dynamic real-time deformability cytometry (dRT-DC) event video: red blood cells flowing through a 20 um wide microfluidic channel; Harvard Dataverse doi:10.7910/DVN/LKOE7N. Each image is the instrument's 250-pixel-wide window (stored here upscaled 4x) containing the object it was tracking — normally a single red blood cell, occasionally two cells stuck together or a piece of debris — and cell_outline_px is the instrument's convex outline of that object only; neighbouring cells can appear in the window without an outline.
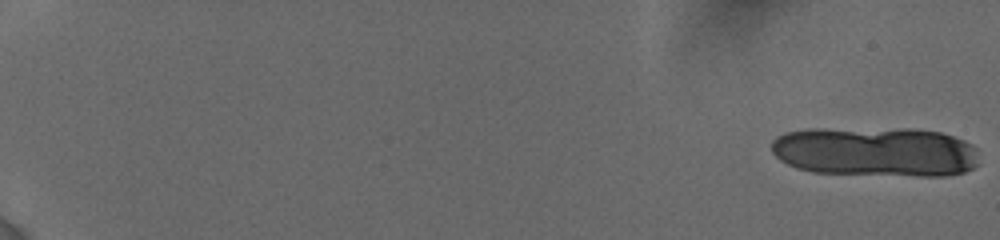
{"species": "human", "species_latin": "Homo sapiens", "temperature_condition": "cold", "stored_images_in_passage": 15, "camera_frame_rate_fps": 3000, "um_per_image_px": 0.085, "donor": {"sex": "female"}, "frame": {"image": 1, "passage_image": 1, "time_ms": 0.0, "image_size_px": [1000, 240], "cell_outline_px": [[976, 164], [972, 168], [964, 172], [948, 176], [920, 176], [812, 172], [796, 168], [780, 160], [772, 152], [772, 140], [776, 136], [784, 132], [808, 128], [908, 128], [940, 132], [964, 140], [972, 144], [976, 148]], "centroid_in_image_um": [74.38, 12.88], "position_along_channel_um": 10.6, "area_um2": 60.92}}